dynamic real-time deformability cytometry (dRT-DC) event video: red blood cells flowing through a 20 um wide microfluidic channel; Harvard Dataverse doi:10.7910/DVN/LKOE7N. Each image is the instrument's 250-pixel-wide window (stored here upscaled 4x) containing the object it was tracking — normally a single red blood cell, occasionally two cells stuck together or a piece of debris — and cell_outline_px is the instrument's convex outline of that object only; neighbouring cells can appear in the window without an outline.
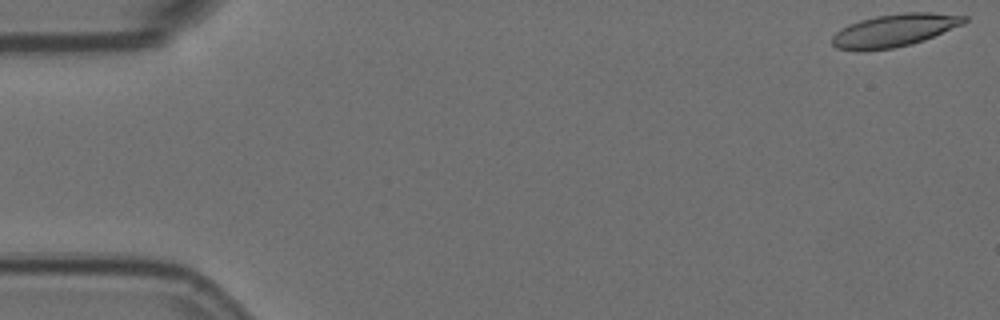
{"species": "Egyptian fruit bat (a non-hibernating species)", "species_latin": "Rousettus aegyptiacus", "temperature_condition": "room temperature", "stored_images_in_passage": 5, "camera_frame_rate_fps": 3000, "um_per_image_px": 0.085, "animal": {"sex": "female"}, "frame": {"image": 1, "passage_image": 1, "time_ms": 0.0, "image_size_px": [1000, 320], "cell_outline_px": [[968, 20], [964, 24], [924, 40], [912, 44], [892, 48], [856, 52], [836, 48], [832, 44], [832, 36], [840, 28], [848, 24], [860, 20], [876, 16], [904, 12], [932, 12], [968, 16]], "centroid_in_image_um": [76.01, 2.58], "position_along_channel_um": 9.0, "area_um2": 25.49}}
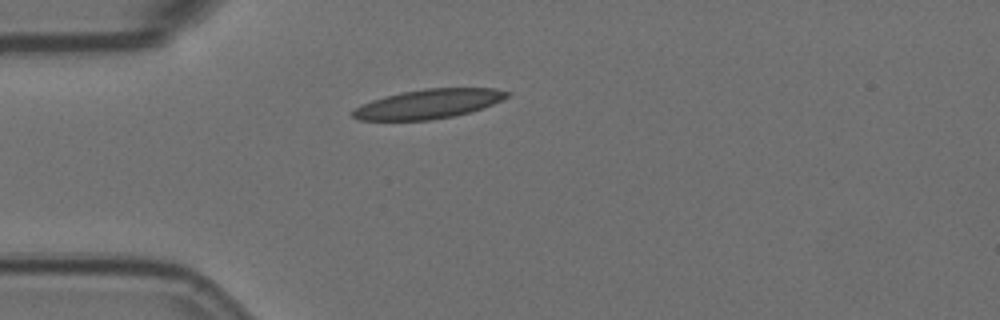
{"frame": {"image": 2, "passage_image": 5, "time_ms": 1.333, "image_size_px": [1000, 320], "cell_outline_px": [[512, 92], [508, 96], [492, 104], [468, 112], [452, 116], [432, 120], [360, 120], [352, 116], [352, 112], [356, 108], [372, 100], [384, 96], [400, 92], [424, 88], [496, 88]], "centroid_in_image_um": [36.42, 8.82], "position_along_channel_um": 48.6, "area_um2": 26.13}}